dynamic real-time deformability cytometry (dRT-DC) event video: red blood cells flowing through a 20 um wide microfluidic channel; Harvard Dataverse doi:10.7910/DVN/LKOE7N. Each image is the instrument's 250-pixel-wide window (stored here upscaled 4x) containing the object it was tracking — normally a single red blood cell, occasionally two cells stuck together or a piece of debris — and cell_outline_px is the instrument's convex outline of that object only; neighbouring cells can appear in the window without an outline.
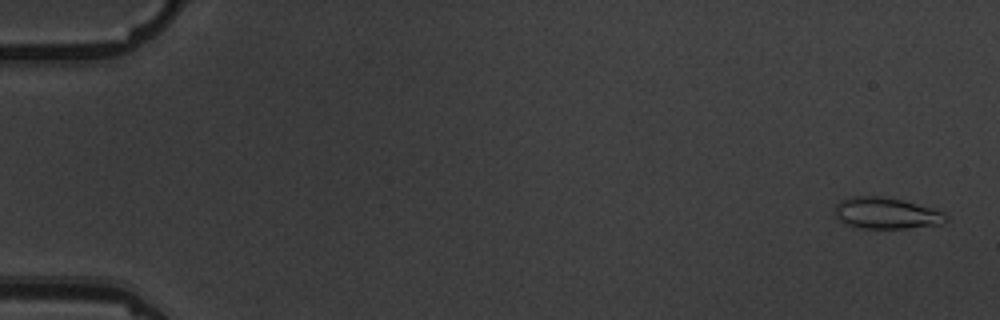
{"species": "common noctule bat (a hibernating species)", "species_latin": "Nyctalus noctula", "temperature_condition": "warm", "stored_images_in_passage": 5, "camera_frame_rate_fps": 3000, "um_per_image_px": 0.085, "animal": {"sex": "male", "body_mass_g": 19.5, "forearm_length_mm": 54.6}, "frame": {"image": 1, "passage_image": 1, "time_ms": 0.0, "image_size_px": [1000, 320], "cell_outline_px": [[948, 220], [940, 224], [904, 228], [860, 228], [844, 224], [836, 216], [836, 204], [840, 200], [852, 196], [880, 196], [900, 200], [932, 208], [944, 212], [948, 216]], "centroid_in_image_um": [75.32, 18.12], "position_along_channel_um": 9.7, "area_um2": 20.11}}
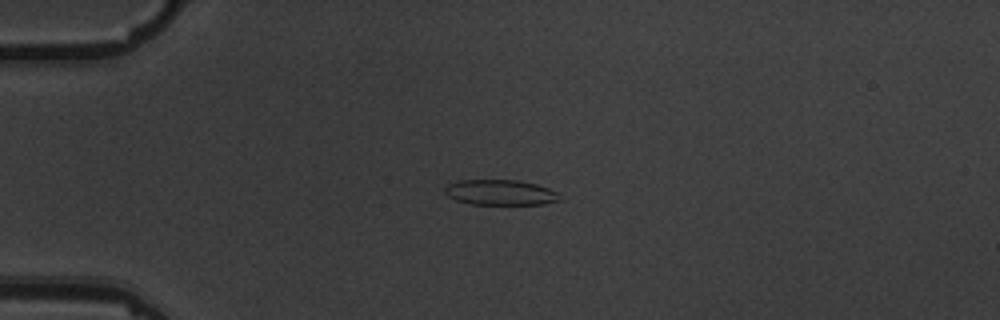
{"frame": {"image": 2, "passage_image": 4, "time_ms": 4.333, "image_size_px": [1000, 320], "cell_outline_px": [[564, 200], [544, 204], [472, 204], [456, 200], [448, 196], [444, 192], [444, 188], [448, 184], [460, 180], [516, 180], [536, 184], [548, 188], [556, 192]], "centroid_in_image_um": [42.55, 16.36], "position_along_channel_um": 42.5, "area_um2": 16.99}}